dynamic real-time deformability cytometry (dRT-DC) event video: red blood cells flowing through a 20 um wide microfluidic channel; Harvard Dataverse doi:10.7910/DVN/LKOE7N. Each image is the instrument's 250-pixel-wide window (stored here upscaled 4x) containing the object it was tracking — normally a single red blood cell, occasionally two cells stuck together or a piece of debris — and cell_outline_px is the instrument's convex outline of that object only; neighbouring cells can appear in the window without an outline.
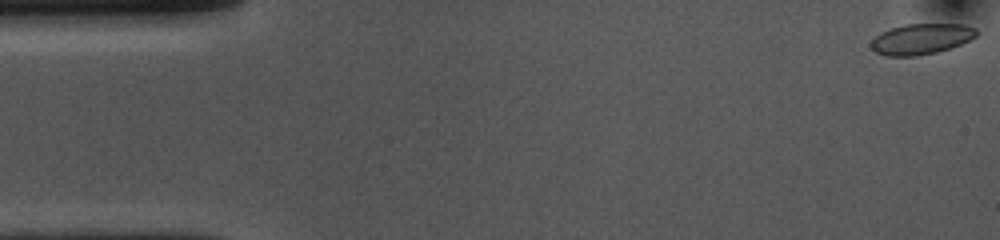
{"species": "common noctule bat (a hibernating species)", "species_latin": "Nyctalus noctula", "temperature_condition": "cold", "stored_images_in_passage": 54, "camera_frame_rate_fps": 3000, "um_per_image_px": 0.085, "animal": {"sex": "female", "body_mass_g": 10.0, "forearm_length_mm": 53.1}, "frame": {"image": 1, "passage_image": 1, "time_ms": 0.0, "image_size_px": [1000, 240], "cell_outline_px": [[980, 32], [976, 36], [960, 44], [936, 52], [916, 56], [888, 56], [876, 52], [872, 48], [872, 40], [880, 32], [904, 24], [964, 24], [976, 28]], "centroid_in_image_um": [78.32, 3.3], "position_along_channel_um": 6.7, "area_um2": 18.73}}
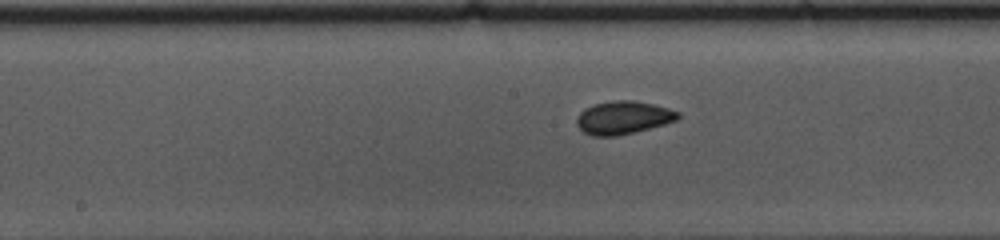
{"frame": {"image": 2, "passage_image": 26, "time_ms": 8.333, "image_size_px": [1000, 240], "cell_outline_px": [[680, 116], [676, 120], [664, 124], [636, 132], [616, 136], [592, 136], [584, 132], [576, 124], [576, 120], [580, 112], [584, 108], [592, 104], [616, 100], [632, 100], [652, 104], [668, 108], [680, 112]], "centroid_in_image_um": [52.96, 10.0], "position_along_channel_um": 195.2, "area_um2": 19.54}}
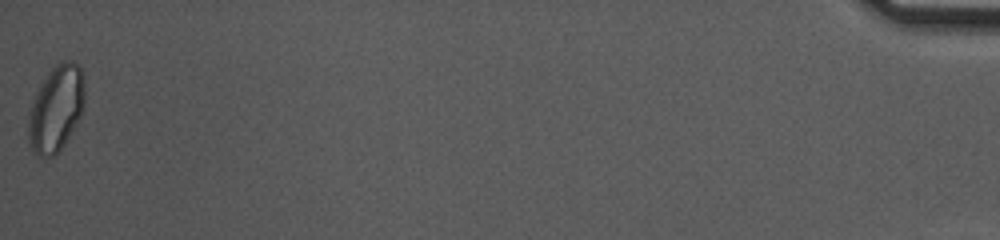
{"frame": {"image": 3, "passage_image": 54, "time_ms": 17.667, "image_size_px": [1000, 240], "cell_outline_px": [[84, 108], [80, 116], [64, 144], [52, 156], [36, 156], [28, 140], [28, 120], [32, 104], [40, 84], [48, 72], [60, 60], [72, 60], [84, 72]], "centroid_in_image_um": [4.78, 9.19], "position_along_channel_um": 430.4, "area_um2": 28.03}, "authors_computed_cell_mechanics": {"area_um2": 19.2763, "velocity_mm_per_s": 3.6416, "shape_relaxation_time_tau1_ms": 5.375, "shape_relaxation_time_tau2_ms": 1.3667, "deformation_change_tau1": 0.0945, "deformation_change_tau2": 0.048}}